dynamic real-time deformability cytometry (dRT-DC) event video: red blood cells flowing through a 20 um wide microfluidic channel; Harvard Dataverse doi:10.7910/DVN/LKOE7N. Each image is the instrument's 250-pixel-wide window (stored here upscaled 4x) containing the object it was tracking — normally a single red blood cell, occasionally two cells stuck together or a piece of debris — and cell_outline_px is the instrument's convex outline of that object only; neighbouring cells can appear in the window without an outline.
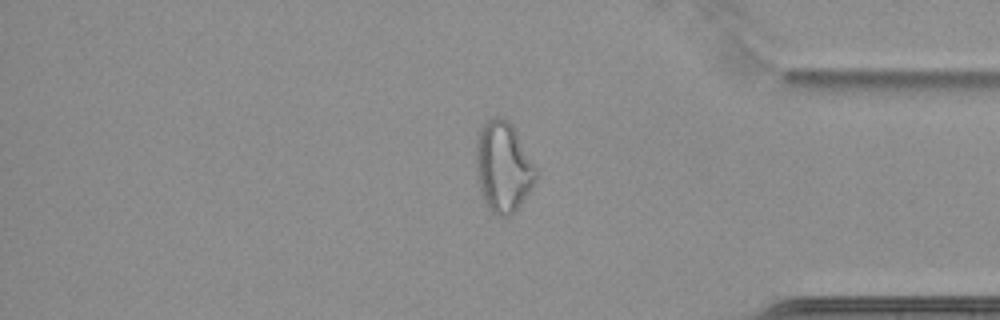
{"species": "common noctule bat (a hibernating species)", "species_latin": "Nyctalus noctula", "temperature_condition": "cold", "stored_images_in_passage": 62, "camera_frame_rate_fps": 3000, "um_per_image_px": 0.085, "animal": {"sex": "female", "body_mass_g": 22.7, "forearm_length_mm": 54.2}, "frame": {"image": 1, "passage_image": 53, "time_ms": 17.333, "image_size_px": [1000, 320], "cell_outline_px": [[540, 172], [532, 188], [516, 212], [512, 216], [496, 216], [484, 204], [476, 172], [476, 140], [480, 128], [492, 116], [500, 116], [508, 120], [512, 124], [540, 168]], "centroid_in_image_um": [42.82, 14.19], "position_along_channel_um": 392.4, "area_um2": 32.71}}